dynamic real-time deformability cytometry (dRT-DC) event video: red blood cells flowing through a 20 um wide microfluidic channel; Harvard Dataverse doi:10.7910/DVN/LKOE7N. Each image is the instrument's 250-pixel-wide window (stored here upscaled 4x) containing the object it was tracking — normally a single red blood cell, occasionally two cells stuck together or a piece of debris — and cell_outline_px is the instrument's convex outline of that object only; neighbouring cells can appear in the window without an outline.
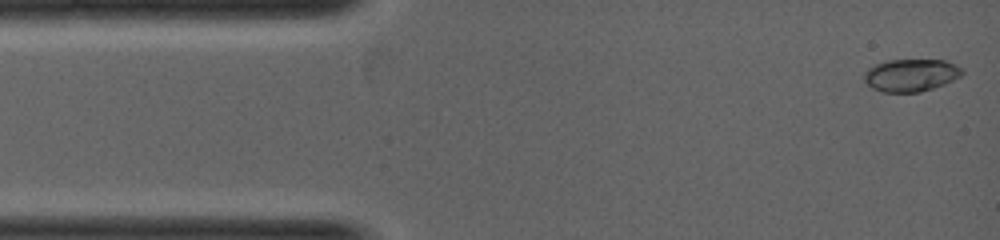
{"species": "common noctule bat (a hibernating species)", "species_latin": "Nyctalus noctula", "temperature_condition": "warm", "stored_images_in_passage": 2, "camera_frame_rate_fps": 5000, "um_per_image_px": 0.085, "animal": {"sex": "female", "body_mass_g": 19.0, "forearm_length_mm": 53.3}, "frame": {"image": 1, "passage_image": 1, "time_ms": 0.0, "image_size_px": [1000, 240], "cell_outline_px": [[964, 72], [960, 76], [944, 84], [920, 92], [884, 92], [872, 88], [864, 80], [864, 72], [868, 68], [876, 64], [888, 60], [944, 60], [956, 64], [964, 68]], "centroid_in_image_um": [77.44, 6.38], "position_along_channel_um": 7.6, "area_um2": 18.55}}